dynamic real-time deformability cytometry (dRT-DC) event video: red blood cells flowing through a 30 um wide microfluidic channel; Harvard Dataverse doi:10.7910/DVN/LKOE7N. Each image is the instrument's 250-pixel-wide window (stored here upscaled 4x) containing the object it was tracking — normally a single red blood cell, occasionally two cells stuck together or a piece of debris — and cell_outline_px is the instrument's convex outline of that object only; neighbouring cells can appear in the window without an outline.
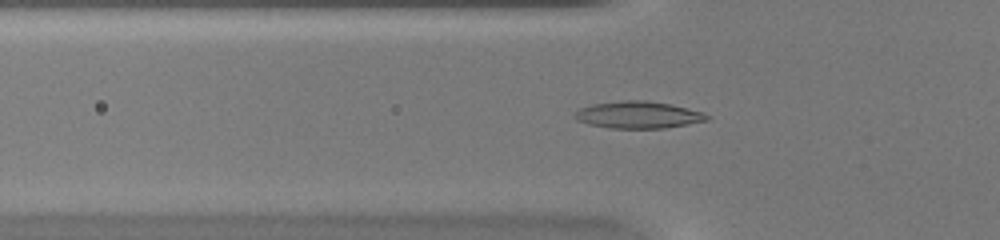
{"species": "common noctule bat (a hibernating species)", "species_latin": "Nyctalus noctula", "temperature_condition": "warm", "stored_images_in_passage": 49, "camera_frame_rate_fps": 3000, "um_per_image_px": 0.085, "animal": {"sex": "female", "body_mass_g": 20.0, "forearm_length_mm": 54.0}, "frame": {"image": 1, "passage_image": 17, "time_ms": 5.333, "image_size_px": [1000, 240], "cell_outline_px": [[712, 116], [708, 120], [688, 124], [664, 128], [608, 128], [588, 124], [576, 120], [572, 116], [580, 108], [592, 104], [624, 100], [644, 100], [672, 104], [700, 112]], "centroid_in_image_um": [54.22, 9.76], "position_along_channel_um": 71.6, "area_um2": 20.81}}
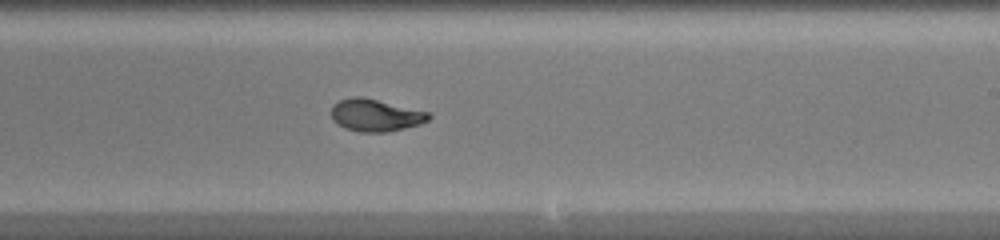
{"frame": {"image": 2, "passage_image": 30, "time_ms": 9.667, "image_size_px": [1000, 240], "cell_outline_px": [[432, 116], [428, 120], [420, 124], [388, 132], [360, 132], [344, 128], [332, 120], [332, 104], [340, 100], [352, 96], [360, 96], [428, 112]], "centroid_in_image_um": [31.89, 9.8], "position_along_channel_um": 257.1, "area_um2": 18.21}}
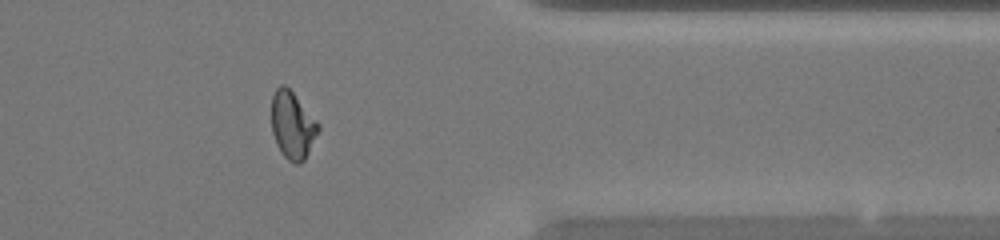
{"frame": {"image": 3, "passage_image": 40, "time_ms": 13.0, "image_size_px": [1000, 240], "cell_outline_px": [[320, 128], [304, 160], [300, 164], [296, 164], [288, 160], [280, 152], [276, 144], [272, 132], [272, 96], [276, 88], [280, 84], [284, 84], [292, 92], [320, 124]], "centroid_in_image_um": [24.85, 10.65], "position_along_channel_um": 386.6, "area_um2": 18.21}, "authors_computed_cell_mechanics": {"area_um2": 18.6694, "velocity_mm_per_s": 4.279, "shape_relaxation_time_tau1_ms": 10.1591, "shape_relaxation_time_tau2_ms": 0.746, "deformation_change_tau1": 0.3292, "deformation_change_tau2": 0.0488}}